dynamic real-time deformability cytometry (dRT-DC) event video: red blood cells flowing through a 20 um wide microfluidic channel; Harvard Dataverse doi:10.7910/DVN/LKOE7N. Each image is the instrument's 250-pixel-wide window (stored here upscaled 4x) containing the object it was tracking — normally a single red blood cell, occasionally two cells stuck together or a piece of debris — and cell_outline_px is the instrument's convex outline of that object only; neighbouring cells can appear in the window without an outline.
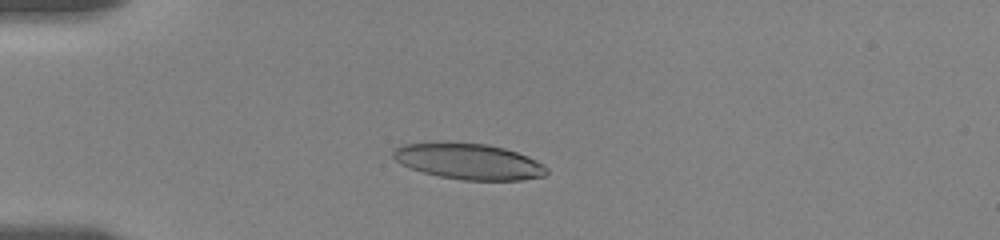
{"species": "human", "species_latin": "Homo sapiens", "temperature_condition": "room temperature", "stored_images_in_passage": 15, "camera_frame_rate_fps": 3000, "um_per_image_px": 0.085, "donor": {"sex": "female"}, "frame": {"image": 1, "passage_image": 9, "time_ms": 4.667, "image_size_px": [1000, 240], "cell_outline_px": [[548, 172], [544, 176], [520, 180], [464, 180], [440, 176], [424, 172], [400, 164], [392, 156], [392, 152], [396, 148], [404, 144], [488, 144], [504, 148], [528, 156], [544, 164], [548, 168]], "centroid_in_image_um": [39.91, 13.75], "position_along_channel_um": 45.1, "area_um2": 31.39}}
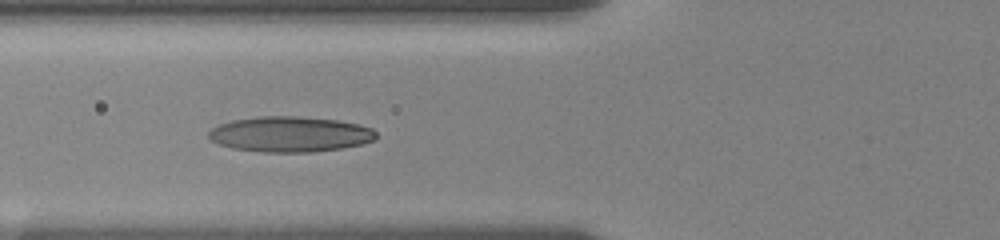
{"frame": {"image": 2, "passage_image": 13, "time_ms": 7.0, "image_size_px": [1000, 240], "cell_outline_px": [[376, 140], [360, 144], [340, 148], [312, 152], [260, 152], [232, 148], [220, 144], [212, 140], [208, 136], [208, 132], [212, 128], [220, 124], [232, 120], [260, 116], [296, 116], [336, 120], [356, 124], [372, 128], [376, 132]], "centroid_in_image_um": [24.64, 11.41], "position_along_channel_um": 101.2, "area_um2": 34.45}}
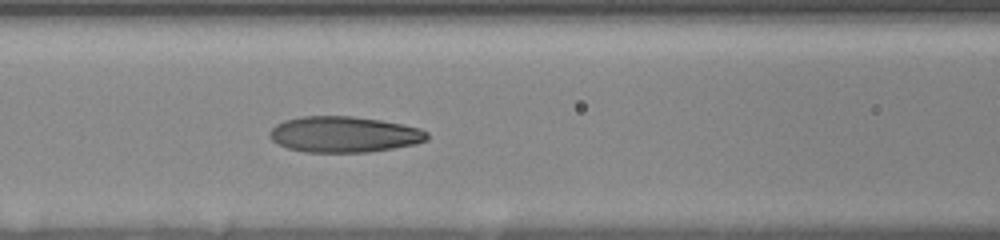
{"frame": {"image": 3, "passage_image": 15, "time_ms": 8.0, "image_size_px": [1000, 240], "cell_outline_px": [[428, 140], [416, 144], [368, 152], [304, 152], [288, 148], [272, 140], [268, 136], [268, 132], [276, 124], [284, 120], [300, 116], [352, 116], [380, 120], [404, 124], [420, 128], [428, 132]], "centroid_in_image_um": [29.24, 11.42], "position_along_channel_um": 137.4, "area_um2": 33.12}}